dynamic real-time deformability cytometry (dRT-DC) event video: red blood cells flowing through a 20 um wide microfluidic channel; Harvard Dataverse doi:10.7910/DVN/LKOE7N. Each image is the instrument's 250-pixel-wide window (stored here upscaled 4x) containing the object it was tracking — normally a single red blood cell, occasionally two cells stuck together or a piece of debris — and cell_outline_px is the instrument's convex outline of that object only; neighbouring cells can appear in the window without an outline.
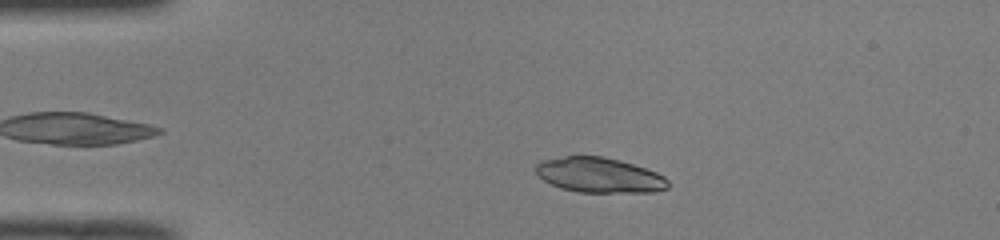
{"species": "common noctule bat (a hibernating species)", "species_latin": "Nyctalus noctula", "temperature_condition": "room temperature", "stored_images_in_passage": 47, "camera_frame_rate_fps": 3000, "um_per_image_px": 0.085, "animal": {"sex": "male", "body_mass_g": 19.0, "forearm_length_mm": 50.8}, "frame": {"image": 1, "passage_image": 7, "time_ms": 2.0, "image_size_px": [1000, 240], "cell_outline_px": [[668, 188], [656, 192], [576, 192], [560, 188], [536, 176], [536, 164], [540, 160], [564, 156], [604, 156], [620, 160], [656, 172], [664, 176], [668, 180]], "centroid_in_image_um": [50.91, 14.88], "position_along_channel_um": 34.1, "area_um2": 27.17}}
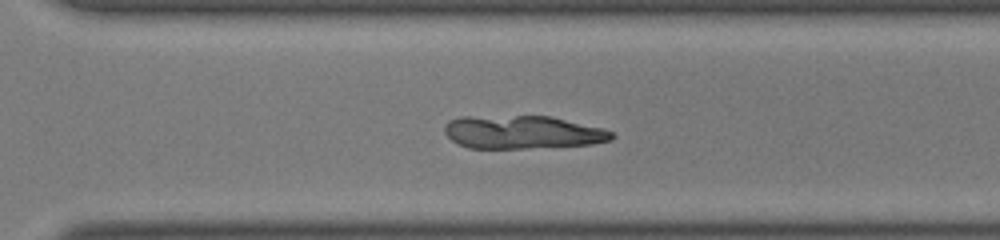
{"frame": {"image": 2, "passage_image": 32, "time_ms": 10.333, "image_size_px": [1000, 240], "cell_outline_px": [[616, 136], [612, 140], [592, 144], [528, 148], [468, 148], [452, 140], [444, 132], [444, 128], [448, 120], [460, 116], [552, 116], [600, 128], [612, 132]], "centroid_in_image_um": [44.39, 11.23], "position_along_channel_um": 326.2, "area_um2": 32.31}}